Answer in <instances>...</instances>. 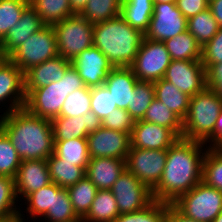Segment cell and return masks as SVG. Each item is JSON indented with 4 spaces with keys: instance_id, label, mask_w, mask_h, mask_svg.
Here are the masks:
<instances>
[{
    "instance_id": "9a60e30c",
    "label": "cell",
    "mask_w": 222,
    "mask_h": 222,
    "mask_svg": "<svg viewBox=\"0 0 222 222\" xmlns=\"http://www.w3.org/2000/svg\"><path fill=\"white\" fill-rule=\"evenodd\" d=\"M71 63L85 86L90 88L104 85L108 73L114 68L108 58L95 46L82 51Z\"/></svg>"
},
{
    "instance_id": "7dc6e473",
    "label": "cell",
    "mask_w": 222,
    "mask_h": 222,
    "mask_svg": "<svg viewBox=\"0 0 222 222\" xmlns=\"http://www.w3.org/2000/svg\"><path fill=\"white\" fill-rule=\"evenodd\" d=\"M206 69V85L222 99V63L204 65Z\"/></svg>"
},
{
    "instance_id": "2e32d148",
    "label": "cell",
    "mask_w": 222,
    "mask_h": 222,
    "mask_svg": "<svg viewBox=\"0 0 222 222\" xmlns=\"http://www.w3.org/2000/svg\"><path fill=\"white\" fill-rule=\"evenodd\" d=\"M26 100L24 73L9 59L0 67V105L9 107L3 114L24 108Z\"/></svg>"
},
{
    "instance_id": "816d5d0a",
    "label": "cell",
    "mask_w": 222,
    "mask_h": 222,
    "mask_svg": "<svg viewBox=\"0 0 222 222\" xmlns=\"http://www.w3.org/2000/svg\"><path fill=\"white\" fill-rule=\"evenodd\" d=\"M216 21L218 22V25L220 28H222V0H212L209 2L208 7Z\"/></svg>"
},
{
    "instance_id": "9c48e42d",
    "label": "cell",
    "mask_w": 222,
    "mask_h": 222,
    "mask_svg": "<svg viewBox=\"0 0 222 222\" xmlns=\"http://www.w3.org/2000/svg\"><path fill=\"white\" fill-rule=\"evenodd\" d=\"M171 61V56L163 42L144 37L130 68L138 81L154 83L164 77Z\"/></svg>"
},
{
    "instance_id": "4316f807",
    "label": "cell",
    "mask_w": 222,
    "mask_h": 222,
    "mask_svg": "<svg viewBox=\"0 0 222 222\" xmlns=\"http://www.w3.org/2000/svg\"><path fill=\"white\" fill-rule=\"evenodd\" d=\"M163 43L172 60L201 61L202 59V46L187 30Z\"/></svg>"
},
{
    "instance_id": "7bdbcfd3",
    "label": "cell",
    "mask_w": 222,
    "mask_h": 222,
    "mask_svg": "<svg viewBox=\"0 0 222 222\" xmlns=\"http://www.w3.org/2000/svg\"><path fill=\"white\" fill-rule=\"evenodd\" d=\"M167 203L153 200L144 209L120 214L113 222H163Z\"/></svg>"
},
{
    "instance_id": "7a4b0ae2",
    "label": "cell",
    "mask_w": 222,
    "mask_h": 222,
    "mask_svg": "<svg viewBox=\"0 0 222 222\" xmlns=\"http://www.w3.org/2000/svg\"><path fill=\"white\" fill-rule=\"evenodd\" d=\"M0 129L7 135L22 161L47 160L54 153L51 120L25 108L0 115Z\"/></svg>"
},
{
    "instance_id": "ba28073f",
    "label": "cell",
    "mask_w": 222,
    "mask_h": 222,
    "mask_svg": "<svg viewBox=\"0 0 222 222\" xmlns=\"http://www.w3.org/2000/svg\"><path fill=\"white\" fill-rule=\"evenodd\" d=\"M58 56L73 61L82 51L93 46V24L74 14L53 25Z\"/></svg>"
},
{
    "instance_id": "e0dca14e",
    "label": "cell",
    "mask_w": 222,
    "mask_h": 222,
    "mask_svg": "<svg viewBox=\"0 0 222 222\" xmlns=\"http://www.w3.org/2000/svg\"><path fill=\"white\" fill-rule=\"evenodd\" d=\"M51 178L47 160H24L18 168L15 177V192L18 201L25 199L31 193L50 184Z\"/></svg>"
},
{
    "instance_id": "f5cc1de1",
    "label": "cell",
    "mask_w": 222,
    "mask_h": 222,
    "mask_svg": "<svg viewBox=\"0 0 222 222\" xmlns=\"http://www.w3.org/2000/svg\"><path fill=\"white\" fill-rule=\"evenodd\" d=\"M69 1L71 4L72 11L75 14H80L88 2V0H69Z\"/></svg>"
},
{
    "instance_id": "ee69618b",
    "label": "cell",
    "mask_w": 222,
    "mask_h": 222,
    "mask_svg": "<svg viewBox=\"0 0 222 222\" xmlns=\"http://www.w3.org/2000/svg\"><path fill=\"white\" fill-rule=\"evenodd\" d=\"M117 108L105 85L91 87V111L103 121Z\"/></svg>"
},
{
    "instance_id": "3957f363",
    "label": "cell",
    "mask_w": 222,
    "mask_h": 222,
    "mask_svg": "<svg viewBox=\"0 0 222 222\" xmlns=\"http://www.w3.org/2000/svg\"><path fill=\"white\" fill-rule=\"evenodd\" d=\"M143 38L144 34L120 15L93 24V46L108 58L113 67H130Z\"/></svg>"
},
{
    "instance_id": "6da1fadb",
    "label": "cell",
    "mask_w": 222,
    "mask_h": 222,
    "mask_svg": "<svg viewBox=\"0 0 222 222\" xmlns=\"http://www.w3.org/2000/svg\"><path fill=\"white\" fill-rule=\"evenodd\" d=\"M206 151L204 143L177 139L168 148L159 183L151 190L153 200L172 204L201 182Z\"/></svg>"
},
{
    "instance_id": "8d00e7d4",
    "label": "cell",
    "mask_w": 222,
    "mask_h": 222,
    "mask_svg": "<svg viewBox=\"0 0 222 222\" xmlns=\"http://www.w3.org/2000/svg\"><path fill=\"white\" fill-rule=\"evenodd\" d=\"M26 214L29 213V217L39 220L53 207L54 202V182H51L45 187H42L38 191H35L28 195L24 200ZM27 202V203H26Z\"/></svg>"
},
{
    "instance_id": "1f68e13d",
    "label": "cell",
    "mask_w": 222,
    "mask_h": 222,
    "mask_svg": "<svg viewBox=\"0 0 222 222\" xmlns=\"http://www.w3.org/2000/svg\"><path fill=\"white\" fill-rule=\"evenodd\" d=\"M219 28L218 22L209 8L187 19V31L202 47L216 35Z\"/></svg>"
},
{
    "instance_id": "44dd1931",
    "label": "cell",
    "mask_w": 222,
    "mask_h": 222,
    "mask_svg": "<svg viewBox=\"0 0 222 222\" xmlns=\"http://www.w3.org/2000/svg\"><path fill=\"white\" fill-rule=\"evenodd\" d=\"M45 25L35 9L29 4L23 11L19 22L8 32L0 42V47L9 56L16 48L25 43L26 39L38 32Z\"/></svg>"
},
{
    "instance_id": "8992f818",
    "label": "cell",
    "mask_w": 222,
    "mask_h": 222,
    "mask_svg": "<svg viewBox=\"0 0 222 222\" xmlns=\"http://www.w3.org/2000/svg\"><path fill=\"white\" fill-rule=\"evenodd\" d=\"M172 204L188 218L212 222L222 212V192L201 181Z\"/></svg>"
},
{
    "instance_id": "ffe728a7",
    "label": "cell",
    "mask_w": 222,
    "mask_h": 222,
    "mask_svg": "<svg viewBox=\"0 0 222 222\" xmlns=\"http://www.w3.org/2000/svg\"><path fill=\"white\" fill-rule=\"evenodd\" d=\"M71 65V61L57 56L32 67L24 74L25 95L33 89L60 81Z\"/></svg>"
},
{
    "instance_id": "603a6c76",
    "label": "cell",
    "mask_w": 222,
    "mask_h": 222,
    "mask_svg": "<svg viewBox=\"0 0 222 222\" xmlns=\"http://www.w3.org/2000/svg\"><path fill=\"white\" fill-rule=\"evenodd\" d=\"M137 81L130 67H114L108 73L104 85L110 91L117 108L127 110Z\"/></svg>"
},
{
    "instance_id": "60d3db41",
    "label": "cell",
    "mask_w": 222,
    "mask_h": 222,
    "mask_svg": "<svg viewBox=\"0 0 222 222\" xmlns=\"http://www.w3.org/2000/svg\"><path fill=\"white\" fill-rule=\"evenodd\" d=\"M202 181L222 192V151L207 149L203 160Z\"/></svg>"
},
{
    "instance_id": "5bb4252c",
    "label": "cell",
    "mask_w": 222,
    "mask_h": 222,
    "mask_svg": "<svg viewBox=\"0 0 222 222\" xmlns=\"http://www.w3.org/2000/svg\"><path fill=\"white\" fill-rule=\"evenodd\" d=\"M87 143L90 158L126 160L131 147L130 134L102 126L88 134Z\"/></svg>"
},
{
    "instance_id": "d6a6232c",
    "label": "cell",
    "mask_w": 222,
    "mask_h": 222,
    "mask_svg": "<svg viewBox=\"0 0 222 222\" xmlns=\"http://www.w3.org/2000/svg\"><path fill=\"white\" fill-rule=\"evenodd\" d=\"M71 203L77 216L83 219L95 198L97 187L85 176L79 182L67 188Z\"/></svg>"
},
{
    "instance_id": "ab89813d",
    "label": "cell",
    "mask_w": 222,
    "mask_h": 222,
    "mask_svg": "<svg viewBox=\"0 0 222 222\" xmlns=\"http://www.w3.org/2000/svg\"><path fill=\"white\" fill-rule=\"evenodd\" d=\"M28 0H0V42L9 30L19 22Z\"/></svg>"
},
{
    "instance_id": "8fae6325",
    "label": "cell",
    "mask_w": 222,
    "mask_h": 222,
    "mask_svg": "<svg viewBox=\"0 0 222 222\" xmlns=\"http://www.w3.org/2000/svg\"><path fill=\"white\" fill-rule=\"evenodd\" d=\"M120 214L140 211L152 201V192L127 169L111 188Z\"/></svg>"
},
{
    "instance_id": "cb8c5ba5",
    "label": "cell",
    "mask_w": 222,
    "mask_h": 222,
    "mask_svg": "<svg viewBox=\"0 0 222 222\" xmlns=\"http://www.w3.org/2000/svg\"><path fill=\"white\" fill-rule=\"evenodd\" d=\"M155 98L166 105L171 111L182 120L187 115L190 96L182 93L175 85L165 79L154 82Z\"/></svg>"
},
{
    "instance_id": "484cf974",
    "label": "cell",
    "mask_w": 222,
    "mask_h": 222,
    "mask_svg": "<svg viewBox=\"0 0 222 222\" xmlns=\"http://www.w3.org/2000/svg\"><path fill=\"white\" fill-rule=\"evenodd\" d=\"M51 181L62 188H68L86 176V169L60 159L53 153L48 159Z\"/></svg>"
},
{
    "instance_id": "277c9868",
    "label": "cell",
    "mask_w": 222,
    "mask_h": 222,
    "mask_svg": "<svg viewBox=\"0 0 222 222\" xmlns=\"http://www.w3.org/2000/svg\"><path fill=\"white\" fill-rule=\"evenodd\" d=\"M84 87L83 80L71 65L60 81L30 91L26 95L24 108L35 116L51 120L60 115L67 96Z\"/></svg>"
},
{
    "instance_id": "e575fe53",
    "label": "cell",
    "mask_w": 222,
    "mask_h": 222,
    "mask_svg": "<svg viewBox=\"0 0 222 222\" xmlns=\"http://www.w3.org/2000/svg\"><path fill=\"white\" fill-rule=\"evenodd\" d=\"M154 98V83L137 81L126 111L135 121L142 120Z\"/></svg>"
},
{
    "instance_id": "7c38bea8",
    "label": "cell",
    "mask_w": 222,
    "mask_h": 222,
    "mask_svg": "<svg viewBox=\"0 0 222 222\" xmlns=\"http://www.w3.org/2000/svg\"><path fill=\"white\" fill-rule=\"evenodd\" d=\"M187 30V19L182 15L176 3H154L152 18L144 37L164 42Z\"/></svg>"
},
{
    "instance_id": "4fadbf2b",
    "label": "cell",
    "mask_w": 222,
    "mask_h": 222,
    "mask_svg": "<svg viewBox=\"0 0 222 222\" xmlns=\"http://www.w3.org/2000/svg\"><path fill=\"white\" fill-rule=\"evenodd\" d=\"M163 79L192 97L206 87V69L202 61L172 60Z\"/></svg>"
},
{
    "instance_id": "6f0895ef",
    "label": "cell",
    "mask_w": 222,
    "mask_h": 222,
    "mask_svg": "<svg viewBox=\"0 0 222 222\" xmlns=\"http://www.w3.org/2000/svg\"><path fill=\"white\" fill-rule=\"evenodd\" d=\"M212 222H222V212Z\"/></svg>"
},
{
    "instance_id": "836d02e7",
    "label": "cell",
    "mask_w": 222,
    "mask_h": 222,
    "mask_svg": "<svg viewBox=\"0 0 222 222\" xmlns=\"http://www.w3.org/2000/svg\"><path fill=\"white\" fill-rule=\"evenodd\" d=\"M80 219L74 211L67 188L54 183L53 207L43 216L47 222H71Z\"/></svg>"
},
{
    "instance_id": "f1b7e54d",
    "label": "cell",
    "mask_w": 222,
    "mask_h": 222,
    "mask_svg": "<svg viewBox=\"0 0 222 222\" xmlns=\"http://www.w3.org/2000/svg\"><path fill=\"white\" fill-rule=\"evenodd\" d=\"M30 5L47 26H53L75 14L69 0H31Z\"/></svg>"
},
{
    "instance_id": "9f6ffc18",
    "label": "cell",
    "mask_w": 222,
    "mask_h": 222,
    "mask_svg": "<svg viewBox=\"0 0 222 222\" xmlns=\"http://www.w3.org/2000/svg\"><path fill=\"white\" fill-rule=\"evenodd\" d=\"M153 3H176V0H153Z\"/></svg>"
},
{
    "instance_id": "f35d334b",
    "label": "cell",
    "mask_w": 222,
    "mask_h": 222,
    "mask_svg": "<svg viewBox=\"0 0 222 222\" xmlns=\"http://www.w3.org/2000/svg\"><path fill=\"white\" fill-rule=\"evenodd\" d=\"M91 111V88L85 86L73 91L65 99L57 117H78Z\"/></svg>"
},
{
    "instance_id": "52a82bcc",
    "label": "cell",
    "mask_w": 222,
    "mask_h": 222,
    "mask_svg": "<svg viewBox=\"0 0 222 222\" xmlns=\"http://www.w3.org/2000/svg\"><path fill=\"white\" fill-rule=\"evenodd\" d=\"M57 56L58 47L54 28L45 25L16 48L8 59L25 74L32 67Z\"/></svg>"
},
{
    "instance_id": "f6af8a7d",
    "label": "cell",
    "mask_w": 222,
    "mask_h": 222,
    "mask_svg": "<svg viewBox=\"0 0 222 222\" xmlns=\"http://www.w3.org/2000/svg\"><path fill=\"white\" fill-rule=\"evenodd\" d=\"M134 123L135 120L126 110L116 108L102 121V127L131 135Z\"/></svg>"
},
{
    "instance_id": "74e56055",
    "label": "cell",
    "mask_w": 222,
    "mask_h": 222,
    "mask_svg": "<svg viewBox=\"0 0 222 222\" xmlns=\"http://www.w3.org/2000/svg\"><path fill=\"white\" fill-rule=\"evenodd\" d=\"M17 203L15 178L0 176V221H5L19 215L20 207Z\"/></svg>"
},
{
    "instance_id": "11a10c76",
    "label": "cell",
    "mask_w": 222,
    "mask_h": 222,
    "mask_svg": "<svg viewBox=\"0 0 222 222\" xmlns=\"http://www.w3.org/2000/svg\"><path fill=\"white\" fill-rule=\"evenodd\" d=\"M21 210L20 209V213L19 215L17 216V222H27L28 221V217H27V220L25 219V216H23L24 214H21Z\"/></svg>"
},
{
    "instance_id": "f907efd6",
    "label": "cell",
    "mask_w": 222,
    "mask_h": 222,
    "mask_svg": "<svg viewBox=\"0 0 222 222\" xmlns=\"http://www.w3.org/2000/svg\"><path fill=\"white\" fill-rule=\"evenodd\" d=\"M163 222H198V221L186 217L173 204L167 203L166 214Z\"/></svg>"
},
{
    "instance_id": "ac0fdd59",
    "label": "cell",
    "mask_w": 222,
    "mask_h": 222,
    "mask_svg": "<svg viewBox=\"0 0 222 222\" xmlns=\"http://www.w3.org/2000/svg\"><path fill=\"white\" fill-rule=\"evenodd\" d=\"M177 139L179 137L169 128L137 120L130 135V148L168 149Z\"/></svg>"
},
{
    "instance_id": "7402d4cb",
    "label": "cell",
    "mask_w": 222,
    "mask_h": 222,
    "mask_svg": "<svg viewBox=\"0 0 222 222\" xmlns=\"http://www.w3.org/2000/svg\"><path fill=\"white\" fill-rule=\"evenodd\" d=\"M126 170V160L118 158H90L86 176L98 190H111L113 184Z\"/></svg>"
},
{
    "instance_id": "681fc988",
    "label": "cell",
    "mask_w": 222,
    "mask_h": 222,
    "mask_svg": "<svg viewBox=\"0 0 222 222\" xmlns=\"http://www.w3.org/2000/svg\"><path fill=\"white\" fill-rule=\"evenodd\" d=\"M209 143V144H207ZM207 149H219L222 146V109L213 129V135L204 143Z\"/></svg>"
},
{
    "instance_id": "83f0119b",
    "label": "cell",
    "mask_w": 222,
    "mask_h": 222,
    "mask_svg": "<svg viewBox=\"0 0 222 222\" xmlns=\"http://www.w3.org/2000/svg\"><path fill=\"white\" fill-rule=\"evenodd\" d=\"M120 215L111 190H97L84 222H113Z\"/></svg>"
},
{
    "instance_id": "91938a15",
    "label": "cell",
    "mask_w": 222,
    "mask_h": 222,
    "mask_svg": "<svg viewBox=\"0 0 222 222\" xmlns=\"http://www.w3.org/2000/svg\"><path fill=\"white\" fill-rule=\"evenodd\" d=\"M71 222H84V221H83V219L80 218V219H77V220L71 221Z\"/></svg>"
},
{
    "instance_id": "5b68a950",
    "label": "cell",
    "mask_w": 222,
    "mask_h": 222,
    "mask_svg": "<svg viewBox=\"0 0 222 222\" xmlns=\"http://www.w3.org/2000/svg\"><path fill=\"white\" fill-rule=\"evenodd\" d=\"M222 99L210 88L190 98L189 108L183 120L182 138L205 143L212 135Z\"/></svg>"
},
{
    "instance_id": "30bf717a",
    "label": "cell",
    "mask_w": 222,
    "mask_h": 222,
    "mask_svg": "<svg viewBox=\"0 0 222 222\" xmlns=\"http://www.w3.org/2000/svg\"><path fill=\"white\" fill-rule=\"evenodd\" d=\"M167 151L168 149L130 148L126 158V169L152 190L161 179L167 160Z\"/></svg>"
},
{
    "instance_id": "680465c9",
    "label": "cell",
    "mask_w": 222,
    "mask_h": 222,
    "mask_svg": "<svg viewBox=\"0 0 222 222\" xmlns=\"http://www.w3.org/2000/svg\"><path fill=\"white\" fill-rule=\"evenodd\" d=\"M0 222H17V216L11 219L5 220V221H0Z\"/></svg>"
},
{
    "instance_id": "4dcf8cb0",
    "label": "cell",
    "mask_w": 222,
    "mask_h": 222,
    "mask_svg": "<svg viewBox=\"0 0 222 222\" xmlns=\"http://www.w3.org/2000/svg\"><path fill=\"white\" fill-rule=\"evenodd\" d=\"M142 121L169 128L182 138L183 120L156 98L150 103Z\"/></svg>"
},
{
    "instance_id": "d590c367",
    "label": "cell",
    "mask_w": 222,
    "mask_h": 222,
    "mask_svg": "<svg viewBox=\"0 0 222 222\" xmlns=\"http://www.w3.org/2000/svg\"><path fill=\"white\" fill-rule=\"evenodd\" d=\"M121 0H88L80 15L92 24L120 15Z\"/></svg>"
},
{
    "instance_id": "b9f144b4",
    "label": "cell",
    "mask_w": 222,
    "mask_h": 222,
    "mask_svg": "<svg viewBox=\"0 0 222 222\" xmlns=\"http://www.w3.org/2000/svg\"><path fill=\"white\" fill-rule=\"evenodd\" d=\"M21 161L9 138L0 129V176L15 178Z\"/></svg>"
},
{
    "instance_id": "d6986e66",
    "label": "cell",
    "mask_w": 222,
    "mask_h": 222,
    "mask_svg": "<svg viewBox=\"0 0 222 222\" xmlns=\"http://www.w3.org/2000/svg\"><path fill=\"white\" fill-rule=\"evenodd\" d=\"M53 140L62 141L87 138L88 134L102 126V121L89 111L78 117H54L51 119Z\"/></svg>"
},
{
    "instance_id": "db71d44e",
    "label": "cell",
    "mask_w": 222,
    "mask_h": 222,
    "mask_svg": "<svg viewBox=\"0 0 222 222\" xmlns=\"http://www.w3.org/2000/svg\"><path fill=\"white\" fill-rule=\"evenodd\" d=\"M7 59H8V56L4 53V51L0 47V67Z\"/></svg>"
},
{
    "instance_id": "c3c4849f",
    "label": "cell",
    "mask_w": 222,
    "mask_h": 222,
    "mask_svg": "<svg viewBox=\"0 0 222 222\" xmlns=\"http://www.w3.org/2000/svg\"><path fill=\"white\" fill-rule=\"evenodd\" d=\"M176 6L182 15L188 19L206 10L209 7V2L206 0H176Z\"/></svg>"
},
{
    "instance_id": "d4e9b609",
    "label": "cell",
    "mask_w": 222,
    "mask_h": 222,
    "mask_svg": "<svg viewBox=\"0 0 222 222\" xmlns=\"http://www.w3.org/2000/svg\"><path fill=\"white\" fill-rule=\"evenodd\" d=\"M154 9L153 0H122L120 16L143 34L149 27Z\"/></svg>"
},
{
    "instance_id": "bcb514c9",
    "label": "cell",
    "mask_w": 222,
    "mask_h": 222,
    "mask_svg": "<svg viewBox=\"0 0 222 222\" xmlns=\"http://www.w3.org/2000/svg\"><path fill=\"white\" fill-rule=\"evenodd\" d=\"M202 64L214 65L222 63V28L216 35L202 47Z\"/></svg>"
},
{
    "instance_id": "f546056e",
    "label": "cell",
    "mask_w": 222,
    "mask_h": 222,
    "mask_svg": "<svg viewBox=\"0 0 222 222\" xmlns=\"http://www.w3.org/2000/svg\"><path fill=\"white\" fill-rule=\"evenodd\" d=\"M54 153L60 159L85 169L90 160L87 138L54 141Z\"/></svg>"
}]
</instances>
